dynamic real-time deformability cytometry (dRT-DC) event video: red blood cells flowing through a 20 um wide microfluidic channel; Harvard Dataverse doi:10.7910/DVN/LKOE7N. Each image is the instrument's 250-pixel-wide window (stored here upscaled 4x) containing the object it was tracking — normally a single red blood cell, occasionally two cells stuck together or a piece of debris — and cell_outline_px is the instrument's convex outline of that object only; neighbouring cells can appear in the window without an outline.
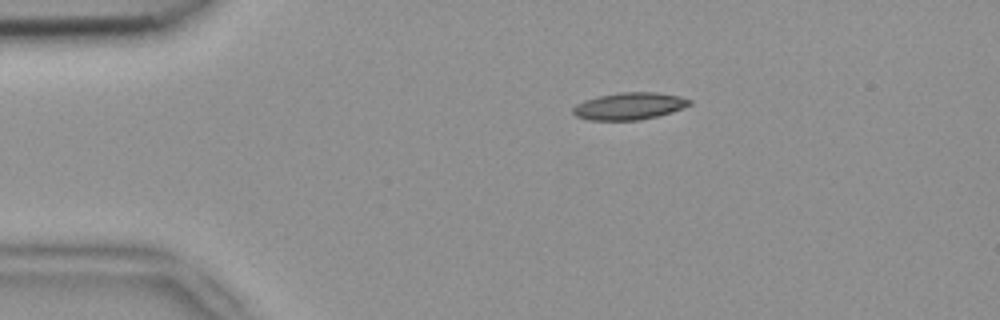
{"species": "common noctule bat (a hibernating species)", "species_latin": "Nyctalus noctula", "temperature_condition": "room temperature", "stored_images_in_passage": 5, "camera_frame_rate_fps": 3000, "um_per_image_px": 0.085, "animal": {"sex": "female", "body_mass_g": 18.4}, "frame": {"image": 1, "passage_image": 1, "time_ms": 0.0, "image_size_px": [1000, 320], "cell_outline_px": [[692, 104], [672, 112], [640, 120], [588, 120], [576, 116], [572, 112], [572, 108], [576, 104], [584, 100], [600, 96], [620, 92], [656, 92], [680, 96], [692, 100]], "centroid_in_image_um": [53.49, 9.02], "position_along_channel_um": 31.5, "area_um2": 18.44}}
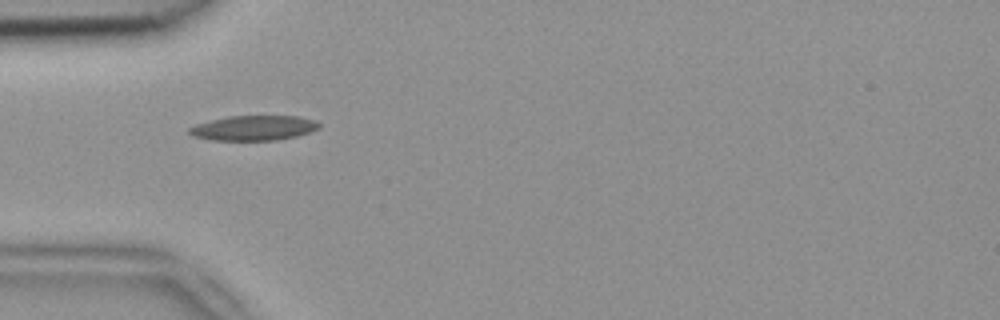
{"frame": {"image": 2, "passage_image": 2, "time_ms": 0.333, "image_size_px": [1000, 320], "cell_outline_px": [[320, 128], [296, 136], [276, 140], [208, 140], [192, 136], [188, 132], [188, 128], [196, 124], [228, 116], [296, 116], [316, 120], [320, 124]], "centroid_in_image_um": [21.54, 10.88], "position_along_channel_um": 63.5, "area_um2": 18.84}}
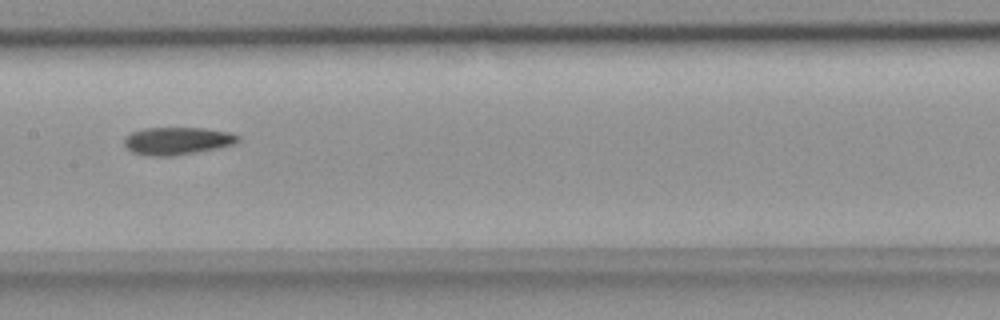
{"frame": {"image": 3, "passage_image": 5, "time_ms": 1.333, "image_size_px": [1000, 320], "cell_outline_px": [[240, 140], [232, 144], [216, 148], [196, 152], [172, 156], [144, 156], [132, 152], [124, 148], [124, 136], [132, 132], [144, 128], [204, 128], [228, 132], [240, 136]], "centroid_in_image_um": [14.99, 11.98], "position_along_channel_um": 192.4, "area_um2": 18.38}}